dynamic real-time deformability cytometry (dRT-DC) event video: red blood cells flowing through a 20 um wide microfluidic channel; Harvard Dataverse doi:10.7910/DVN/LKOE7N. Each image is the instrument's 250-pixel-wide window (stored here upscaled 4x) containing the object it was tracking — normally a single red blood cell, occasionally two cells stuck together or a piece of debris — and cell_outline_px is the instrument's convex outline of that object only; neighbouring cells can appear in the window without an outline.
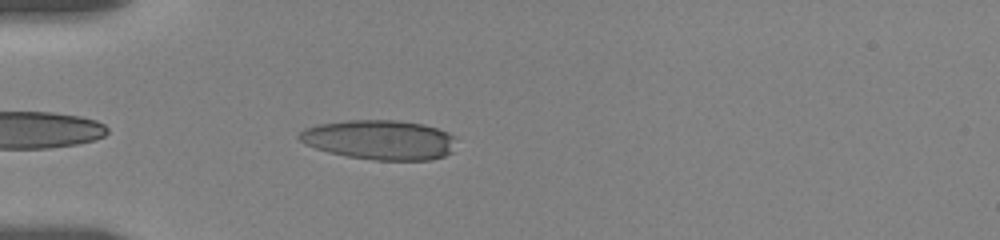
{"species": "human", "species_latin": "Homo sapiens", "temperature_condition": "room temperature", "stored_images_in_passage": 6, "camera_frame_rate_fps": 3000, "um_per_image_px": 0.085, "donor": {"sex": "female"}, "frame": {"image": 1, "passage_image": 5, "time_ms": 4.667, "image_size_px": [1000, 240], "cell_outline_px": [[452, 152], [444, 156], [428, 160], [376, 160], [348, 156], [328, 152], [316, 148], [300, 140], [296, 136], [304, 128], [316, 124], [344, 120], [396, 120], [424, 124], [448, 132], [452, 136]], "centroid_in_image_um": [32.22, 11.87], "position_along_channel_um": 52.8, "area_um2": 36.07}}